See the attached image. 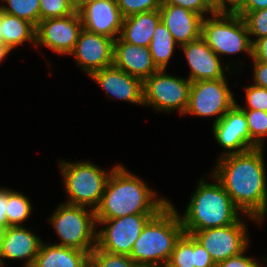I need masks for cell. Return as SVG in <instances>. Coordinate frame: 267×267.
Here are the masks:
<instances>
[{
  "label": "cell",
  "instance_id": "obj_23",
  "mask_svg": "<svg viewBox=\"0 0 267 267\" xmlns=\"http://www.w3.org/2000/svg\"><path fill=\"white\" fill-rule=\"evenodd\" d=\"M168 267H215L208 251L192 235L184 233L176 242Z\"/></svg>",
  "mask_w": 267,
  "mask_h": 267
},
{
  "label": "cell",
  "instance_id": "obj_33",
  "mask_svg": "<svg viewBox=\"0 0 267 267\" xmlns=\"http://www.w3.org/2000/svg\"><path fill=\"white\" fill-rule=\"evenodd\" d=\"M247 108L236 105L241 110H260L267 112V89L255 85H250L245 88Z\"/></svg>",
  "mask_w": 267,
  "mask_h": 267
},
{
  "label": "cell",
  "instance_id": "obj_27",
  "mask_svg": "<svg viewBox=\"0 0 267 267\" xmlns=\"http://www.w3.org/2000/svg\"><path fill=\"white\" fill-rule=\"evenodd\" d=\"M8 6L0 5V10L32 23L35 27L40 21V0H2Z\"/></svg>",
  "mask_w": 267,
  "mask_h": 267
},
{
  "label": "cell",
  "instance_id": "obj_28",
  "mask_svg": "<svg viewBox=\"0 0 267 267\" xmlns=\"http://www.w3.org/2000/svg\"><path fill=\"white\" fill-rule=\"evenodd\" d=\"M248 123V131L251 140L263 148V138L267 136V112L260 110H242Z\"/></svg>",
  "mask_w": 267,
  "mask_h": 267
},
{
  "label": "cell",
  "instance_id": "obj_10",
  "mask_svg": "<svg viewBox=\"0 0 267 267\" xmlns=\"http://www.w3.org/2000/svg\"><path fill=\"white\" fill-rule=\"evenodd\" d=\"M156 214H134L115 219H96L107 225L97 231L96 246L111 254L129 256L146 223Z\"/></svg>",
  "mask_w": 267,
  "mask_h": 267
},
{
  "label": "cell",
  "instance_id": "obj_2",
  "mask_svg": "<svg viewBox=\"0 0 267 267\" xmlns=\"http://www.w3.org/2000/svg\"><path fill=\"white\" fill-rule=\"evenodd\" d=\"M140 177L121 165L115 166L107 179L96 219H115L134 214H157L169 201L156 198Z\"/></svg>",
  "mask_w": 267,
  "mask_h": 267
},
{
  "label": "cell",
  "instance_id": "obj_18",
  "mask_svg": "<svg viewBox=\"0 0 267 267\" xmlns=\"http://www.w3.org/2000/svg\"><path fill=\"white\" fill-rule=\"evenodd\" d=\"M42 242L23 226L8 227L0 232V257L26 259L24 267H32Z\"/></svg>",
  "mask_w": 267,
  "mask_h": 267
},
{
  "label": "cell",
  "instance_id": "obj_38",
  "mask_svg": "<svg viewBox=\"0 0 267 267\" xmlns=\"http://www.w3.org/2000/svg\"><path fill=\"white\" fill-rule=\"evenodd\" d=\"M252 58L267 63V36L257 39L252 44Z\"/></svg>",
  "mask_w": 267,
  "mask_h": 267
},
{
  "label": "cell",
  "instance_id": "obj_31",
  "mask_svg": "<svg viewBox=\"0 0 267 267\" xmlns=\"http://www.w3.org/2000/svg\"><path fill=\"white\" fill-rule=\"evenodd\" d=\"M39 5L40 21L68 16L75 12L69 0H40Z\"/></svg>",
  "mask_w": 267,
  "mask_h": 267
},
{
  "label": "cell",
  "instance_id": "obj_30",
  "mask_svg": "<svg viewBox=\"0 0 267 267\" xmlns=\"http://www.w3.org/2000/svg\"><path fill=\"white\" fill-rule=\"evenodd\" d=\"M243 17L250 37L256 36V39L251 40L252 44L262 37L267 36V8L251 12H236Z\"/></svg>",
  "mask_w": 267,
  "mask_h": 267
},
{
  "label": "cell",
  "instance_id": "obj_34",
  "mask_svg": "<svg viewBox=\"0 0 267 267\" xmlns=\"http://www.w3.org/2000/svg\"><path fill=\"white\" fill-rule=\"evenodd\" d=\"M162 4L168 5H176L183 7L189 11L196 12L197 14L201 15L203 18V14L209 13L214 14L216 13L212 0H162Z\"/></svg>",
  "mask_w": 267,
  "mask_h": 267
},
{
  "label": "cell",
  "instance_id": "obj_25",
  "mask_svg": "<svg viewBox=\"0 0 267 267\" xmlns=\"http://www.w3.org/2000/svg\"><path fill=\"white\" fill-rule=\"evenodd\" d=\"M176 45L178 44L173 39L171 32L167 29L163 22L160 21L154 30L153 37L149 45L153 63L159 70H166Z\"/></svg>",
  "mask_w": 267,
  "mask_h": 267
},
{
  "label": "cell",
  "instance_id": "obj_41",
  "mask_svg": "<svg viewBox=\"0 0 267 267\" xmlns=\"http://www.w3.org/2000/svg\"><path fill=\"white\" fill-rule=\"evenodd\" d=\"M97 0H71V5L75 12H79L87 4L95 2Z\"/></svg>",
  "mask_w": 267,
  "mask_h": 267
},
{
  "label": "cell",
  "instance_id": "obj_5",
  "mask_svg": "<svg viewBox=\"0 0 267 267\" xmlns=\"http://www.w3.org/2000/svg\"><path fill=\"white\" fill-rule=\"evenodd\" d=\"M48 220L61 241L57 245L76 248L89 254L96 247L95 229L98 224L94 210L68 203L60 204Z\"/></svg>",
  "mask_w": 267,
  "mask_h": 267
},
{
  "label": "cell",
  "instance_id": "obj_12",
  "mask_svg": "<svg viewBox=\"0 0 267 267\" xmlns=\"http://www.w3.org/2000/svg\"><path fill=\"white\" fill-rule=\"evenodd\" d=\"M82 29L79 12L39 21L35 46L44 45L58 54L70 55Z\"/></svg>",
  "mask_w": 267,
  "mask_h": 267
},
{
  "label": "cell",
  "instance_id": "obj_43",
  "mask_svg": "<svg viewBox=\"0 0 267 267\" xmlns=\"http://www.w3.org/2000/svg\"><path fill=\"white\" fill-rule=\"evenodd\" d=\"M3 265V267L5 266V264H4V262H3V260H2V258L0 257V267Z\"/></svg>",
  "mask_w": 267,
  "mask_h": 267
},
{
  "label": "cell",
  "instance_id": "obj_26",
  "mask_svg": "<svg viewBox=\"0 0 267 267\" xmlns=\"http://www.w3.org/2000/svg\"><path fill=\"white\" fill-rule=\"evenodd\" d=\"M31 206V202L25 195L8 189V203L6 210L8 227L23 226L21 223L25 222L31 214Z\"/></svg>",
  "mask_w": 267,
  "mask_h": 267
},
{
  "label": "cell",
  "instance_id": "obj_17",
  "mask_svg": "<svg viewBox=\"0 0 267 267\" xmlns=\"http://www.w3.org/2000/svg\"><path fill=\"white\" fill-rule=\"evenodd\" d=\"M181 47L190 67L191 82L225 78L219 56L201 37Z\"/></svg>",
  "mask_w": 267,
  "mask_h": 267
},
{
  "label": "cell",
  "instance_id": "obj_11",
  "mask_svg": "<svg viewBox=\"0 0 267 267\" xmlns=\"http://www.w3.org/2000/svg\"><path fill=\"white\" fill-rule=\"evenodd\" d=\"M241 220L224 227L195 231L191 235L208 251L216 264L242 253L250 244L246 225Z\"/></svg>",
  "mask_w": 267,
  "mask_h": 267
},
{
  "label": "cell",
  "instance_id": "obj_13",
  "mask_svg": "<svg viewBox=\"0 0 267 267\" xmlns=\"http://www.w3.org/2000/svg\"><path fill=\"white\" fill-rule=\"evenodd\" d=\"M114 39L105 35L81 30L73 51L79 66L88 76L113 65Z\"/></svg>",
  "mask_w": 267,
  "mask_h": 267
},
{
  "label": "cell",
  "instance_id": "obj_19",
  "mask_svg": "<svg viewBox=\"0 0 267 267\" xmlns=\"http://www.w3.org/2000/svg\"><path fill=\"white\" fill-rule=\"evenodd\" d=\"M161 21L171 32L173 39L180 46L201 37L203 17L176 5L161 4Z\"/></svg>",
  "mask_w": 267,
  "mask_h": 267
},
{
  "label": "cell",
  "instance_id": "obj_32",
  "mask_svg": "<svg viewBox=\"0 0 267 267\" xmlns=\"http://www.w3.org/2000/svg\"><path fill=\"white\" fill-rule=\"evenodd\" d=\"M122 16L158 10L162 0H116Z\"/></svg>",
  "mask_w": 267,
  "mask_h": 267
},
{
  "label": "cell",
  "instance_id": "obj_21",
  "mask_svg": "<svg viewBox=\"0 0 267 267\" xmlns=\"http://www.w3.org/2000/svg\"><path fill=\"white\" fill-rule=\"evenodd\" d=\"M90 254L72 247L41 243L32 267H89Z\"/></svg>",
  "mask_w": 267,
  "mask_h": 267
},
{
  "label": "cell",
  "instance_id": "obj_9",
  "mask_svg": "<svg viewBox=\"0 0 267 267\" xmlns=\"http://www.w3.org/2000/svg\"><path fill=\"white\" fill-rule=\"evenodd\" d=\"M236 104L226 78L191 82L189 104L184 114L216 116L217 123Z\"/></svg>",
  "mask_w": 267,
  "mask_h": 267
},
{
  "label": "cell",
  "instance_id": "obj_35",
  "mask_svg": "<svg viewBox=\"0 0 267 267\" xmlns=\"http://www.w3.org/2000/svg\"><path fill=\"white\" fill-rule=\"evenodd\" d=\"M242 253L232 256L224 261L216 263L215 267H254L258 262L253 260L254 258H249Z\"/></svg>",
  "mask_w": 267,
  "mask_h": 267
},
{
  "label": "cell",
  "instance_id": "obj_42",
  "mask_svg": "<svg viewBox=\"0 0 267 267\" xmlns=\"http://www.w3.org/2000/svg\"><path fill=\"white\" fill-rule=\"evenodd\" d=\"M10 51L11 49L0 41V62L6 58Z\"/></svg>",
  "mask_w": 267,
  "mask_h": 267
},
{
  "label": "cell",
  "instance_id": "obj_39",
  "mask_svg": "<svg viewBox=\"0 0 267 267\" xmlns=\"http://www.w3.org/2000/svg\"><path fill=\"white\" fill-rule=\"evenodd\" d=\"M8 203V189L0 188V232L8 228V219L6 217Z\"/></svg>",
  "mask_w": 267,
  "mask_h": 267
},
{
  "label": "cell",
  "instance_id": "obj_1",
  "mask_svg": "<svg viewBox=\"0 0 267 267\" xmlns=\"http://www.w3.org/2000/svg\"><path fill=\"white\" fill-rule=\"evenodd\" d=\"M263 148L219 158L212 175L233 203L254 222L262 223L267 211V183Z\"/></svg>",
  "mask_w": 267,
  "mask_h": 267
},
{
  "label": "cell",
  "instance_id": "obj_8",
  "mask_svg": "<svg viewBox=\"0 0 267 267\" xmlns=\"http://www.w3.org/2000/svg\"><path fill=\"white\" fill-rule=\"evenodd\" d=\"M165 71L158 70L143 81V105L167 112L178 109L184 114L189 104L191 81Z\"/></svg>",
  "mask_w": 267,
  "mask_h": 267
},
{
  "label": "cell",
  "instance_id": "obj_22",
  "mask_svg": "<svg viewBox=\"0 0 267 267\" xmlns=\"http://www.w3.org/2000/svg\"><path fill=\"white\" fill-rule=\"evenodd\" d=\"M161 21L160 10L137 13L123 19L119 38L140 47H149L154 30Z\"/></svg>",
  "mask_w": 267,
  "mask_h": 267
},
{
  "label": "cell",
  "instance_id": "obj_3",
  "mask_svg": "<svg viewBox=\"0 0 267 267\" xmlns=\"http://www.w3.org/2000/svg\"><path fill=\"white\" fill-rule=\"evenodd\" d=\"M171 202L144 226L129 255L139 267H164L184 234L180 215Z\"/></svg>",
  "mask_w": 267,
  "mask_h": 267
},
{
  "label": "cell",
  "instance_id": "obj_20",
  "mask_svg": "<svg viewBox=\"0 0 267 267\" xmlns=\"http://www.w3.org/2000/svg\"><path fill=\"white\" fill-rule=\"evenodd\" d=\"M113 65L142 81L159 70L153 63L149 47L130 44L119 37L114 40Z\"/></svg>",
  "mask_w": 267,
  "mask_h": 267
},
{
  "label": "cell",
  "instance_id": "obj_24",
  "mask_svg": "<svg viewBox=\"0 0 267 267\" xmlns=\"http://www.w3.org/2000/svg\"><path fill=\"white\" fill-rule=\"evenodd\" d=\"M0 41L11 50L24 41L36 44V27L23 19L0 10Z\"/></svg>",
  "mask_w": 267,
  "mask_h": 267
},
{
  "label": "cell",
  "instance_id": "obj_4",
  "mask_svg": "<svg viewBox=\"0 0 267 267\" xmlns=\"http://www.w3.org/2000/svg\"><path fill=\"white\" fill-rule=\"evenodd\" d=\"M216 183L200 180L198 188L189 200L185 215L181 216L184 233L224 227L240 219L241 211L231 200L221 183L211 175Z\"/></svg>",
  "mask_w": 267,
  "mask_h": 267
},
{
  "label": "cell",
  "instance_id": "obj_6",
  "mask_svg": "<svg viewBox=\"0 0 267 267\" xmlns=\"http://www.w3.org/2000/svg\"><path fill=\"white\" fill-rule=\"evenodd\" d=\"M59 166L69 197L66 203L89 209L91 207L95 211L101 202L111 171L106 172L88 161L73 163L62 160Z\"/></svg>",
  "mask_w": 267,
  "mask_h": 267
},
{
  "label": "cell",
  "instance_id": "obj_36",
  "mask_svg": "<svg viewBox=\"0 0 267 267\" xmlns=\"http://www.w3.org/2000/svg\"><path fill=\"white\" fill-rule=\"evenodd\" d=\"M246 0H212L216 13H236ZM230 5L229 9L227 8Z\"/></svg>",
  "mask_w": 267,
  "mask_h": 267
},
{
  "label": "cell",
  "instance_id": "obj_40",
  "mask_svg": "<svg viewBox=\"0 0 267 267\" xmlns=\"http://www.w3.org/2000/svg\"><path fill=\"white\" fill-rule=\"evenodd\" d=\"M267 8V0H246L237 12H251Z\"/></svg>",
  "mask_w": 267,
  "mask_h": 267
},
{
  "label": "cell",
  "instance_id": "obj_7",
  "mask_svg": "<svg viewBox=\"0 0 267 267\" xmlns=\"http://www.w3.org/2000/svg\"><path fill=\"white\" fill-rule=\"evenodd\" d=\"M203 18L201 38L218 54H236L246 51L252 57V42L246 23L236 13H214Z\"/></svg>",
  "mask_w": 267,
  "mask_h": 267
},
{
  "label": "cell",
  "instance_id": "obj_16",
  "mask_svg": "<svg viewBox=\"0 0 267 267\" xmlns=\"http://www.w3.org/2000/svg\"><path fill=\"white\" fill-rule=\"evenodd\" d=\"M90 78L111 97L143 105V81L140 78L132 76L114 65L94 72Z\"/></svg>",
  "mask_w": 267,
  "mask_h": 267
},
{
  "label": "cell",
  "instance_id": "obj_15",
  "mask_svg": "<svg viewBox=\"0 0 267 267\" xmlns=\"http://www.w3.org/2000/svg\"><path fill=\"white\" fill-rule=\"evenodd\" d=\"M79 14L85 30L116 40L120 35L124 17L116 0H97L83 7Z\"/></svg>",
  "mask_w": 267,
  "mask_h": 267
},
{
  "label": "cell",
  "instance_id": "obj_14",
  "mask_svg": "<svg viewBox=\"0 0 267 267\" xmlns=\"http://www.w3.org/2000/svg\"><path fill=\"white\" fill-rule=\"evenodd\" d=\"M213 134L218 144L227 150L220 157L259 148L251 140L246 116L236 104L217 123H213Z\"/></svg>",
  "mask_w": 267,
  "mask_h": 267
},
{
  "label": "cell",
  "instance_id": "obj_37",
  "mask_svg": "<svg viewBox=\"0 0 267 267\" xmlns=\"http://www.w3.org/2000/svg\"><path fill=\"white\" fill-rule=\"evenodd\" d=\"M254 84L267 89V63L253 60Z\"/></svg>",
  "mask_w": 267,
  "mask_h": 267
},
{
  "label": "cell",
  "instance_id": "obj_29",
  "mask_svg": "<svg viewBox=\"0 0 267 267\" xmlns=\"http://www.w3.org/2000/svg\"><path fill=\"white\" fill-rule=\"evenodd\" d=\"M90 267H139L127 255L111 254L97 246L90 253Z\"/></svg>",
  "mask_w": 267,
  "mask_h": 267
}]
</instances>
